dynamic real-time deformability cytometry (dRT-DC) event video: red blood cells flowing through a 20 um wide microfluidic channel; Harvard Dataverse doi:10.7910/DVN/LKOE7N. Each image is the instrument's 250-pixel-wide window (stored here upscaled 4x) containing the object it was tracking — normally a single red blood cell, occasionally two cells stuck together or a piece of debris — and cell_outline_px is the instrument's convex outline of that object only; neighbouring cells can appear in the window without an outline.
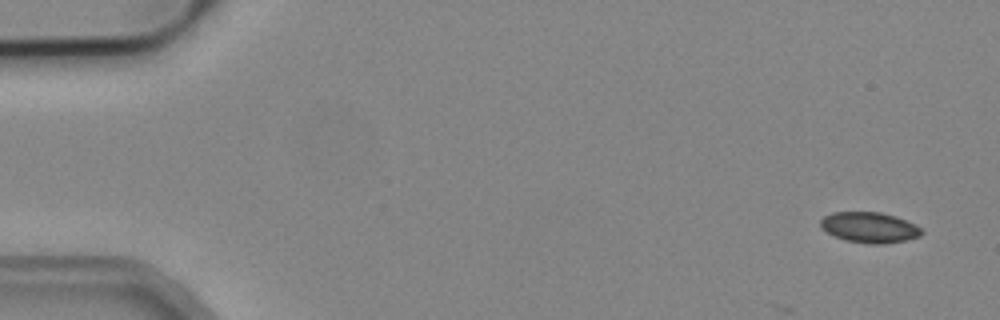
{"species": "common noctule bat (a hibernating species)", "species_latin": "Nyctalus noctula", "temperature_condition": "cold", "stored_images_in_passage": 5, "camera_frame_rate_fps": 3000, "um_per_image_px": 0.085, "animal": {"sex": "male", "body_mass_g": 19.2, "forearm_length_mm": 51.8}, "frame": {"image": 1, "passage_image": 1, "time_ms": 0.0, "image_size_px": [1000, 320], "cell_outline_px": [[924, 232], [920, 236], [904, 240], [884, 244], [868, 244], [844, 240], [820, 228], [820, 220], [824, 216], [832, 212], [880, 212], [896, 216], [916, 224]], "centroid_in_image_um": [73.9, 19.33], "position_along_channel_um": 11.1, "area_um2": 18.09}}